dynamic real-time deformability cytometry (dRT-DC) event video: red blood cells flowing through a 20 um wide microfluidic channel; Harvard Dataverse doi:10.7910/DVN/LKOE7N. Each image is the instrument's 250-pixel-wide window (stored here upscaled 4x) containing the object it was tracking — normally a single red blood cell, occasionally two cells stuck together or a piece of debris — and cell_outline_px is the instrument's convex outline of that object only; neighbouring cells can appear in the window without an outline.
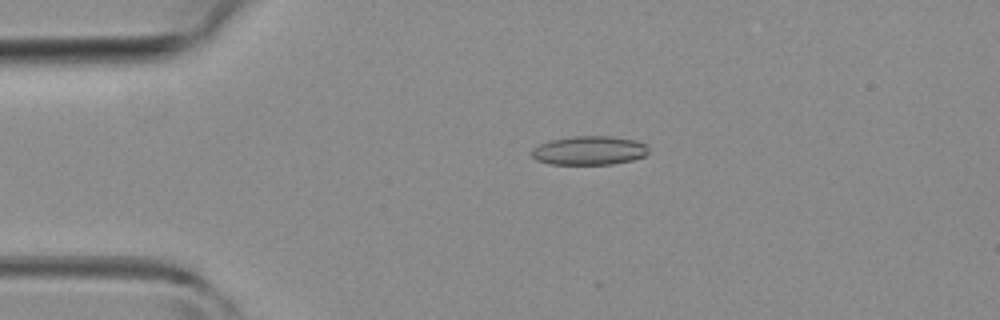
{"species": "common noctule bat (a hibernating species)", "species_latin": "Nyctalus noctula", "temperature_condition": "room temperature", "stored_images_in_passage": 37, "camera_frame_rate_fps": 3000, "um_per_image_px": 0.085, "animal": {"sex": "female", "body_mass_g": 19.3, "forearm_length_mm": 54.1}, "frame": {"image": 1, "passage_image": 2, "time_ms": 0.333, "image_size_px": [1000, 320], "cell_outline_px": [[648, 152], [644, 156], [632, 160], [612, 164], [548, 164], [536, 160], [532, 156], [532, 148], [540, 144], [552, 140], [572, 136], [608, 136], [636, 140], [644, 144], [648, 148]], "centroid_in_image_um": [50.07, 12.79], "position_along_channel_um": 34.9, "area_um2": 19.59}}
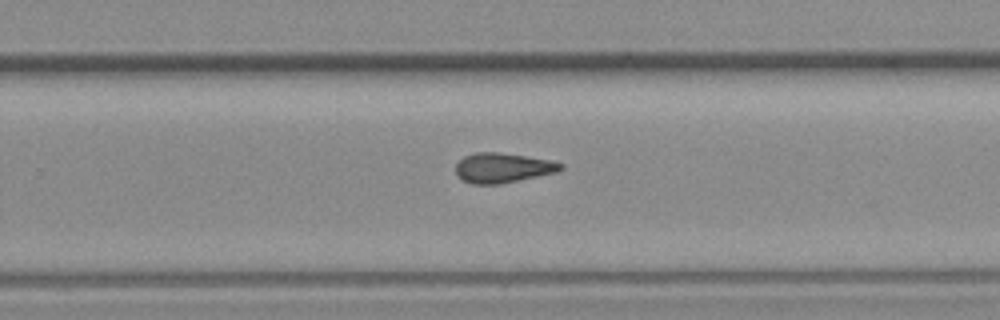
{"frame": {"image": 2, "passage_image": 21, "time_ms": 6.667, "image_size_px": [1000, 320], "cell_outline_px": [[564, 168], [556, 172], [500, 184], [472, 184], [456, 176], [456, 164], [464, 156], [476, 152], [496, 152], [524, 156], [548, 160], [564, 164]], "centroid_in_image_um": [42.7, 14.27], "position_along_channel_um": 287.1, "area_um2": 18.03}}
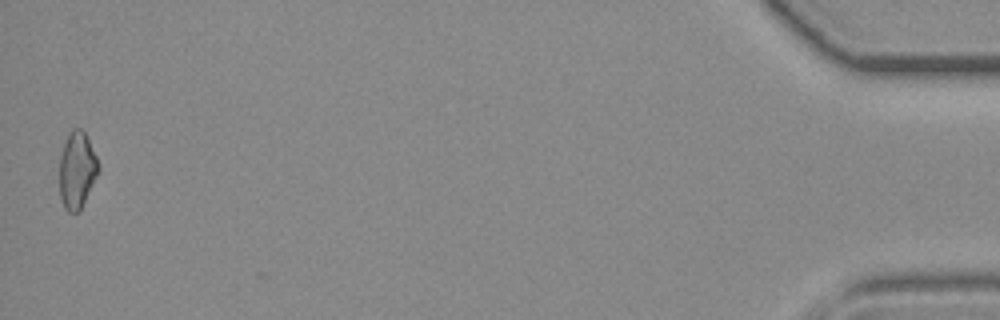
{"frame": {"image": 3, "passage_image": 37, "time_ms": 12.0, "image_size_px": [1000, 320], "cell_outline_px": [[100, 168], [80, 212], [68, 212], [64, 208], [60, 196], [60, 156], [64, 144], [72, 128], [80, 128], [84, 132], [96, 156]], "centroid_in_image_um": [6.54, 14.49], "position_along_channel_um": 428.7, "area_um2": 17.22}}